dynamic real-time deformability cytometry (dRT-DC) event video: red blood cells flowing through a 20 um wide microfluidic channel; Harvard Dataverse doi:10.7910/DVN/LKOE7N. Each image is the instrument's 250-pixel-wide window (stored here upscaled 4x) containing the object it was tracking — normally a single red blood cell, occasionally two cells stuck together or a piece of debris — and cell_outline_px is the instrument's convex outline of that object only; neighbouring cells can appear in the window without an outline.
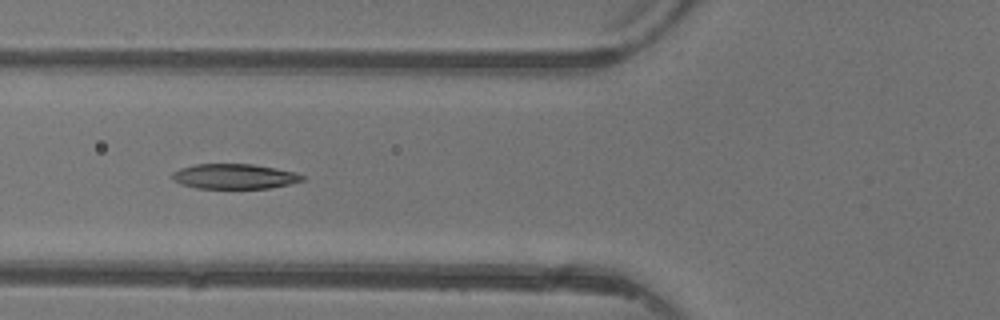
{"species": "common noctule bat (a hibernating species)", "species_latin": "Nyctalus noctula", "temperature_condition": "warm", "stored_images_in_passage": 6, "camera_frame_rate_fps": 3000, "um_per_image_px": 0.085, "animal": {"sex": "female"}, "frame": {"image": 1, "passage_image": 6, "time_ms": 6.0, "image_size_px": [1000, 320], "cell_outline_px": [[304, 180], [288, 184], [268, 188], [196, 188], [180, 184], [172, 180], [172, 172], [180, 168], [196, 164], [252, 164], [276, 168], [296, 172], [304, 176]], "centroid_in_image_um": [19.9, 14.99], "position_along_channel_um": 105.9, "area_um2": 18.96}}